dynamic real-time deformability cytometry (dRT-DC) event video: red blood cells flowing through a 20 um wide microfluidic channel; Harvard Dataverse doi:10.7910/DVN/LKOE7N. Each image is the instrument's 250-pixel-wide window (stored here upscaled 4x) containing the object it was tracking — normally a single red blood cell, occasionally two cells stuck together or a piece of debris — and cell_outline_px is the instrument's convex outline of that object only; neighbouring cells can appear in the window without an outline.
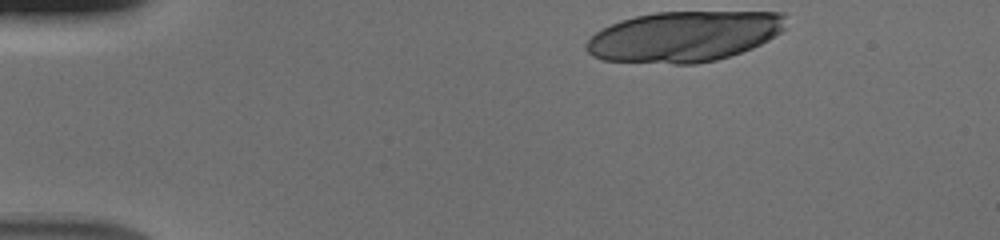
{"species": "human", "species_latin": "Homo sapiens", "temperature_condition": "cold", "stored_images_in_passage": 42, "segment_of_instrument_passage": [1, 2], "camera_frame_rate_fps": 3000, "um_per_image_px": 0.085, "donor": {"sex": "male"}, "frame": {"image": 1, "passage_image": 1, "time_ms": 0.0, "image_size_px": [1000, 240], "cell_outline_px": [[784, 28], [780, 32], [768, 40], [752, 48], [716, 60], [696, 64], [672, 64], [604, 60], [592, 56], [584, 48], [584, 44], [600, 28], [620, 20], [636, 16], [656, 12], [784, 12]], "centroid_in_image_um": [58.09, 3.1], "position_along_channel_um": 26.9, "area_um2": 58.84}}